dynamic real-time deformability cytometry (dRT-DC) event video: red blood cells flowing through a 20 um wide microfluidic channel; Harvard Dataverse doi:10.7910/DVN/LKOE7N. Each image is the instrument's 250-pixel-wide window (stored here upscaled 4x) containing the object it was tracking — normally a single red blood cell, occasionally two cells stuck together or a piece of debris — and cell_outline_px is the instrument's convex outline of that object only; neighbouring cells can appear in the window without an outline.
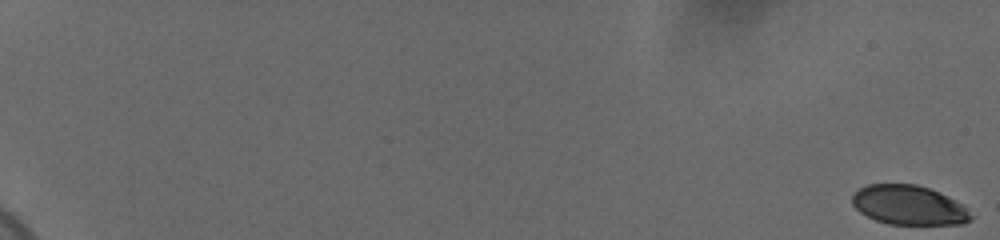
{"species": "human", "species_latin": "Homo sapiens", "temperature_condition": "cold", "stored_images_in_passage": 60, "camera_frame_rate_fps": 3000, "um_per_image_px": 0.085, "donor": {"sex": "female"}, "frame": {"image": 1, "passage_image": 1, "time_ms": 0.0, "image_size_px": [1000, 240], "cell_outline_px": [[972, 220], [964, 224], [888, 224], [876, 220], [860, 212], [852, 204], [852, 196], [860, 188], [868, 184], [916, 184], [940, 192], [964, 204], [972, 216]], "centroid_in_image_um": [77.29, 17.44], "position_along_channel_um": 7.7, "area_um2": 27.34}}
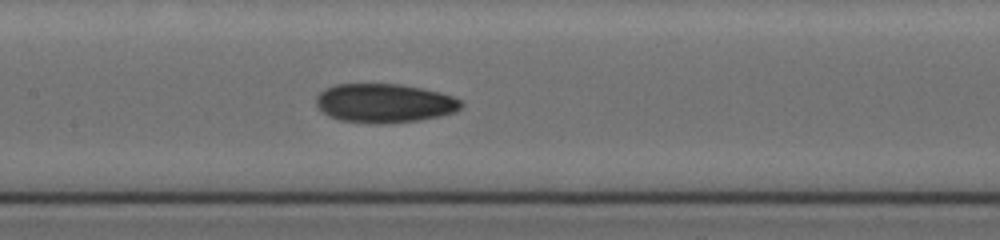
{"frame": {"image": 2, "passage_image": 34, "time_ms": 11.0, "image_size_px": [1000, 240], "cell_outline_px": [[464, 104], [456, 112], [440, 116], [420, 120], [384, 124], [376, 124], [340, 120], [328, 116], [316, 108], [316, 96], [324, 88], [336, 84], [400, 84], [440, 92], [464, 100]], "centroid_in_image_um": [32.67, 8.77], "position_along_channel_um": 174.7, "area_um2": 33.35}}
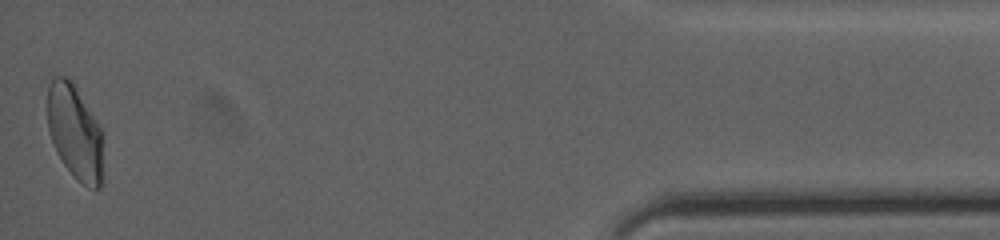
{"frame": {"image": 3, "passage_image": 60, "time_ms": 19.667, "image_size_px": [1000, 240], "cell_outline_px": [[104, 184], [100, 188], [88, 188], [76, 180], [72, 176], [56, 152], [48, 128], [48, 84], [52, 76], [64, 76], [72, 80], [104, 132]], "centroid_in_image_um": [6.44, 11.29], "position_along_channel_um": 428.8, "area_um2": 31.91}, "authors_computed_cell_mechanics": {"area_um2": 31.0386, "velocity_mm_per_s": 3.685, "shape_relaxation_time_tau1_ms": 7.1859, "shape_relaxation_time_tau2_ms": 2.7263, "deformation_change_tau1": 0.1679, "deformation_change_tau2": 0.0762}}